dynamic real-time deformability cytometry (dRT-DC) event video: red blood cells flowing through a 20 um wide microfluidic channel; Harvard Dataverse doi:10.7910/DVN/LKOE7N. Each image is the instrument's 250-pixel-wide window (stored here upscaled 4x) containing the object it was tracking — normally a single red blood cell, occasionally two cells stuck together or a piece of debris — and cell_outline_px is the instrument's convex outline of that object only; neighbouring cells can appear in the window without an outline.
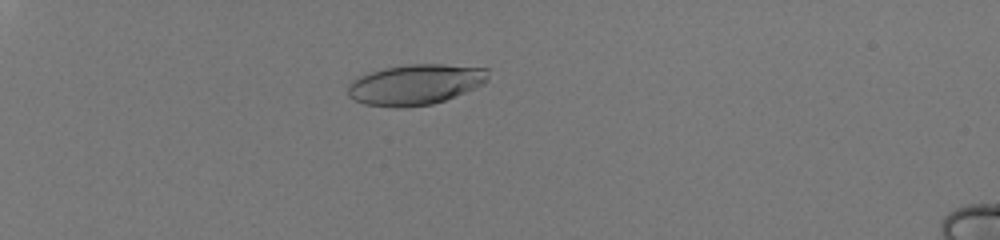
{"species": "human", "species_latin": "Homo sapiens", "temperature_condition": "room temperature", "stored_images_in_passage": 54, "camera_frame_rate_fps": 3000, "um_per_image_px": 0.085, "donor": {"sex": "male"}, "frame": {"image": 1, "passage_image": 17, "time_ms": 5.333, "image_size_px": [1000, 240], "cell_outline_px": [[488, 80], [484, 84], [444, 100], [432, 104], [404, 108], [396, 108], [364, 104], [348, 96], [348, 84], [356, 76], [384, 68], [408, 64], [444, 64], [488, 68]], "centroid_in_image_um": [35.28, 7.18], "position_along_channel_um": 49.7, "area_um2": 33.29}}
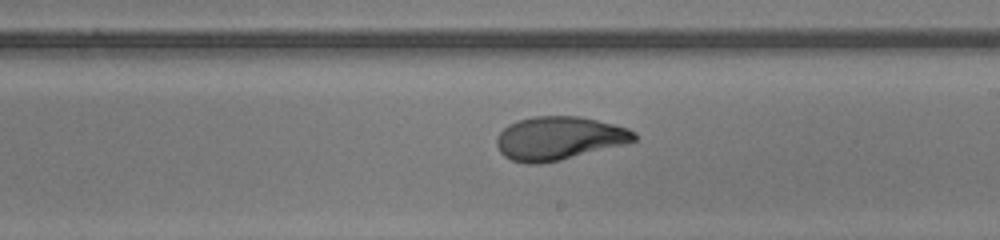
{"frame": {"image": 2, "passage_image": 36, "time_ms": 11.667, "image_size_px": [1000, 240], "cell_outline_px": [[636, 140], [628, 144], [560, 160], [540, 164], [524, 164], [512, 160], [504, 156], [500, 152], [496, 144], [496, 136], [508, 124], [532, 116], [580, 116], [628, 128], [636, 132]], "centroid_in_image_um": [47.51, 11.76], "position_along_channel_um": 241.5, "area_um2": 35.03}}
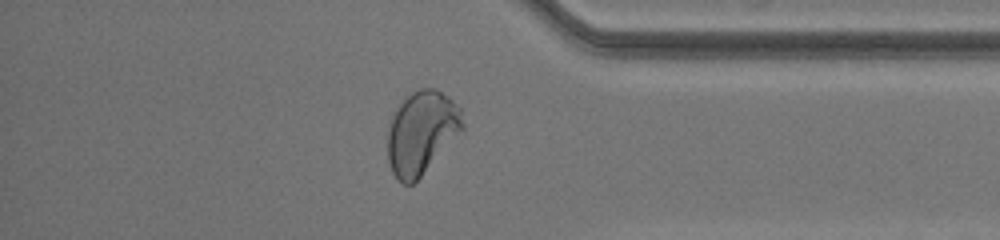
{"frame": {"image": 3, "passage_image": 48, "time_ms": 15.667, "image_size_px": [1000, 240], "cell_outline_px": [[464, 132], [412, 184], [404, 184], [392, 172], [388, 160], [388, 128], [392, 112], [412, 92], [420, 88], [436, 88], [448, 96], [460, 108], [464, 124]], "centroid_in_image_um": [35.86, 11.24], "position_along_channel_um": 399.3, "area_um2": 36.47}, "authors_computed_cell_mechanics": {"area_um2": 34.8534, "velocity_mm_per_s": 4.084, "shape_relaxation_time_tau1_ms": 5.6457, "shape_relaxation_time_tau2_ms": null, "deformation_change_tau1": 0.246, "deformation_change_tau2": null}}